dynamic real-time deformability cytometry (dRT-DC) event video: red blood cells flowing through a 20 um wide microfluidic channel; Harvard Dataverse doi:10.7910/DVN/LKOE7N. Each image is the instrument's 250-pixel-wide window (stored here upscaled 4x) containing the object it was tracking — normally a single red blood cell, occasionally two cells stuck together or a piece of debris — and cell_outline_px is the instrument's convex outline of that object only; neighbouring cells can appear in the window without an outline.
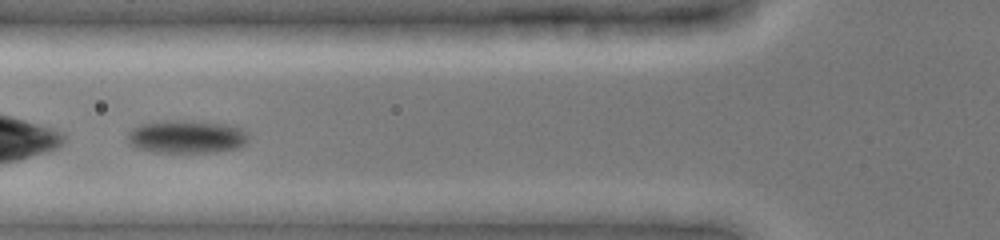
{"species": "common noctule bat (a hibernating species)", "species_latin": "Nyctalus noctula", "temperature_condition": "cold", "stored_images_in_passage": 26, "camera_frame_rate_fps": 3000, "um_per_image_px": 0.085, "animal": {"sex": "female", "body_mass_g": 19.0, "forearm_length_mm": 51.5}, "frame": {"image": 1, "passage_image": 5, "time_ms": 1.333, "image_size_px": [1000, 240], "cell_outline_px": [[248, 140], [244, 144], [236, 148], [216, 152], [152, 152], [136, 148], [128, 144], [128, 132], [132, 128], [140, 124], [160, 120], [192, 120], [228, 124], [240, 128], [248, 132]], "centroid_in_image_um": [15.83, 11.61], "position_along_channel_um": 110.0, "area_um2": 23.7}}